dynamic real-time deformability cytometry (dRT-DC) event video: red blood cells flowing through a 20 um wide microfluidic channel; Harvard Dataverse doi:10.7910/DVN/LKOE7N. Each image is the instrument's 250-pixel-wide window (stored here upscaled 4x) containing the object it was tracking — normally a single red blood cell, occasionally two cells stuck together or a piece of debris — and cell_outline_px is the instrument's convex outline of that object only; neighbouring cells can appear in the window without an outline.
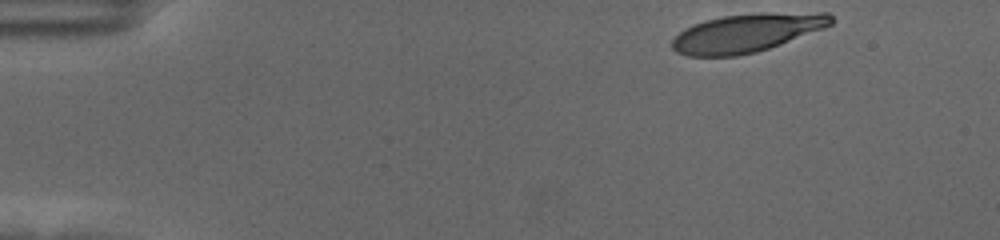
{"species": "human", "species_latin": "Homo sapiens", "temperature_condition": "cold", "stored_images_in_passage": 52, "camera_frame_rate_fps": 3000, "um_per_image_px": 0.085, "donor": {"sex": "female"}, "frame": {"image": 1, "passage_image": 1, "time_ms": 0.0, "image_size_px": [1000, 240], "cell_outline_px": [[832, 24], [824, 28], [780, 44], [756, 52], [736, 56], [688, 56], [676, 52], [672, 48], [672, 40], [684, 28], [692, 24], [704, 20], [724, 16], [760, 12], [828, 12], [832, 16]], "centroid_in_image_um": [63.47, 2.78], "position_along_channel_um": 21.5, "area_um2": 35.72}}
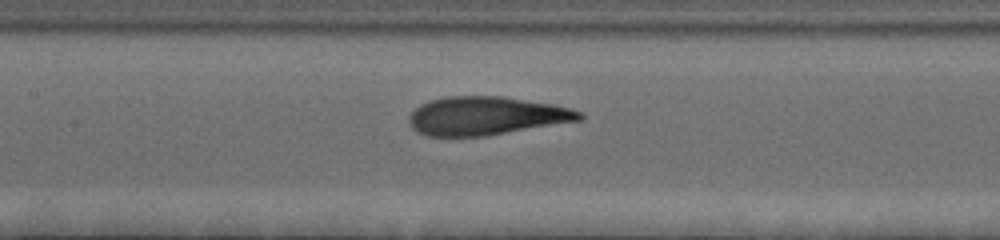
{"frame": {"image": 2, "passage_image": 22, "time_ms": 7.0, "image_size_px": [1000, 240], "cell_outline_px": [[584, 116], [580, 120], [484, 136], [428, 136], [416, 132], [412, 128], [408, 120], [412, 112], [420, 104], [428, 100], [448, 96], [500, 96], [552, 104], [584, 112]], "centroid_in_image_um": [41.28, 9.84], "position_along_channel_um": 166.1, "area_um2": 37.92}}
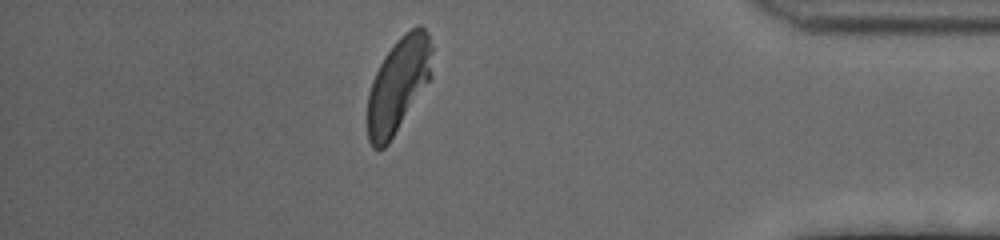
{"frame": {"image": 3, "passage_image": 45, "time_ms": 14.667, "image_size_px": [1000, 240], "cell_outline_px": [[432, 76], [388, 144], [384, 148], [372, 148], [368, 140], [368, 92], [372, 80], [384, 56], [396, 40], [404, 32], [420, 24], [428, 32], [432, 48]], "centroid_in_image_um": [33.86, 7.18], "position_along_channel_um": 401.3, "area_um2": 35.55}, "authors_computed_cell_mechanics": {"area_um2": 37.8012, "velocity_mm_per_s": 3.4983, "shape_relaxation_time_tau1_ms": 3.3577, "shape_relaxation_time_tau2_ms": null, "deformation_change_tau1": 0.1843, "deformation_change_tau2": null}}